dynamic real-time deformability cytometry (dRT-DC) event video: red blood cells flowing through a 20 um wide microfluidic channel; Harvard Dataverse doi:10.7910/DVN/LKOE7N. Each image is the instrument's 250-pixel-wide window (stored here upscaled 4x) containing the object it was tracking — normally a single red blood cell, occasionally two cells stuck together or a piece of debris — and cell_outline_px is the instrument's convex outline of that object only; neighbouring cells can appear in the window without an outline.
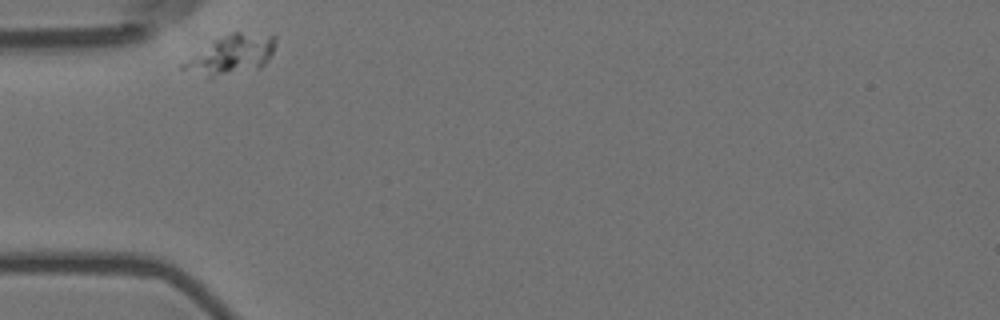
{"species": "Egyptian fruit bat (a non-hibernating species)", "species_latin": "Rousettus aegyptiacus", "temperature_condition": "room temperature", "stored_images_in_passage": 34, "camera_frame_rate_fps": 3000, "um_per_image_px": 0.085, "animal": {"sex": "female"}, "frame": {"image": 1, "passage_image": 1, "time_ms": 0.0, "image_size_px": [1000, 320], "cell_outline_px": [[276, 44], [268, 60], [260, 68], [212, 76], [208, 76], [180, 68], [180, 64], [216, 40], [232, 32], [240, 32], [276, 36]], "centroid_in_image_um": [19.72, 4.63], "position_along_channel_um": 65.3, "area_um2": 20.06}}
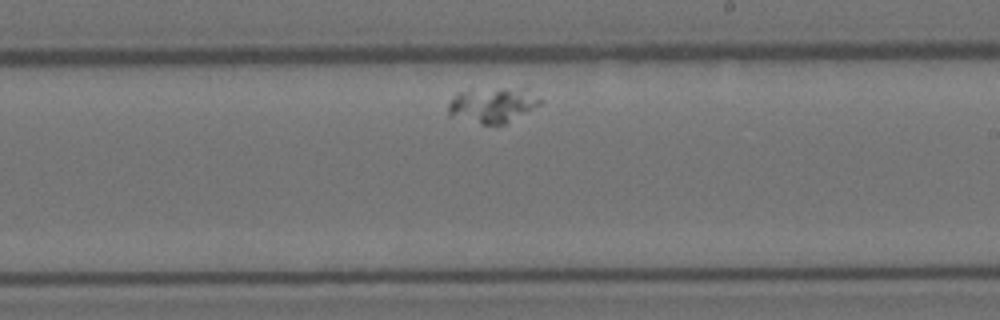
{"frame": {"image": 2, "passage_image": 20, "time_ms": 6.333, "image_size_px": [1000, 320], "cell_outline_px": [[544, 104], [504, 124], [480, 124], [448, 116], [448, 104], [456, 92], [524, 88], [544, 100]], "centroid_in_image_um": [41.89, 8.96], "position_along_channel_um": 247.1, "area_um2": 18.73}}
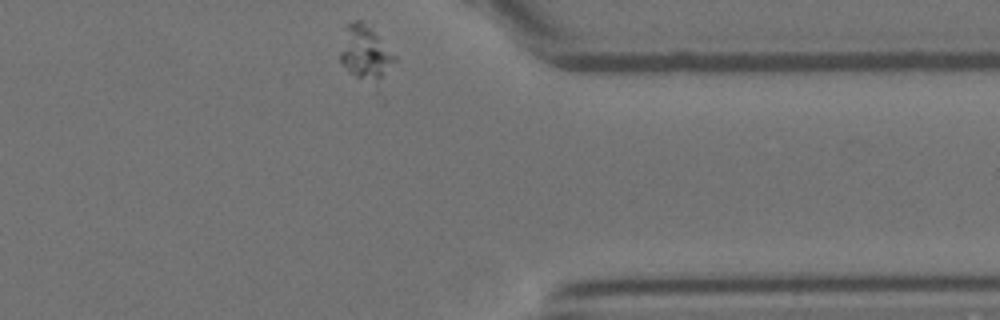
{"frame": {"image": 3, "passage_image": 34, "time_ms": 11.0, "image_size_px": [1000, 320], "cell_outline_px": [[396, 60], [380, 76], [356, 76], [348, 72], [340, 64], [340, 52], [344, 24], [356, 20], [360, 20], [396, 56]], "centroid_in_image_um": [30.93, 4.37], "position_along_channel_um": 380.5, "area_um2": 15.78}}